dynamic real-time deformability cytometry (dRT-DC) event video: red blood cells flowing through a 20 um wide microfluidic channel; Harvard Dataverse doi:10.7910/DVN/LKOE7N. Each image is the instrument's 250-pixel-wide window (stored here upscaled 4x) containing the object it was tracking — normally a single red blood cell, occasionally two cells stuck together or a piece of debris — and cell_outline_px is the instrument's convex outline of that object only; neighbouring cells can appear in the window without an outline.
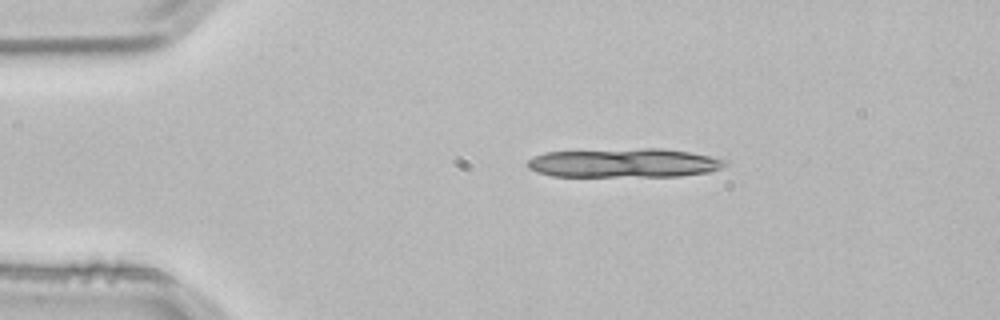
{"species": "common noctule bat (a hibernating species)", "species_latin": "Nyctalus noctula", "temperature_condition": "room temperature", "stored_images_in_passage": 2, "camera_frame_rate_fps": 3000, "um_per_image_px": 0.085, "animal": {"sex": "male", "body_mass_g": 21.5, "forearm_length_mm": 52.0}, "frame": {"image": 1, "passage_image": 1, "time_ms": 0.0, "image_size_px": [1000, 320], "cell_outline_px": [[728, 164], [720, 168], [708, 172], [680, 176], [552, 176], [536, 172], [528, 168], [528, 160], [544, 152], [644, 148], [664, 148], [688, 152], [728, 160]], "centroid_in_image_um": [53.06, 13.85], "position_along_channel_um": 31.9, "area_um2": 33.35}}